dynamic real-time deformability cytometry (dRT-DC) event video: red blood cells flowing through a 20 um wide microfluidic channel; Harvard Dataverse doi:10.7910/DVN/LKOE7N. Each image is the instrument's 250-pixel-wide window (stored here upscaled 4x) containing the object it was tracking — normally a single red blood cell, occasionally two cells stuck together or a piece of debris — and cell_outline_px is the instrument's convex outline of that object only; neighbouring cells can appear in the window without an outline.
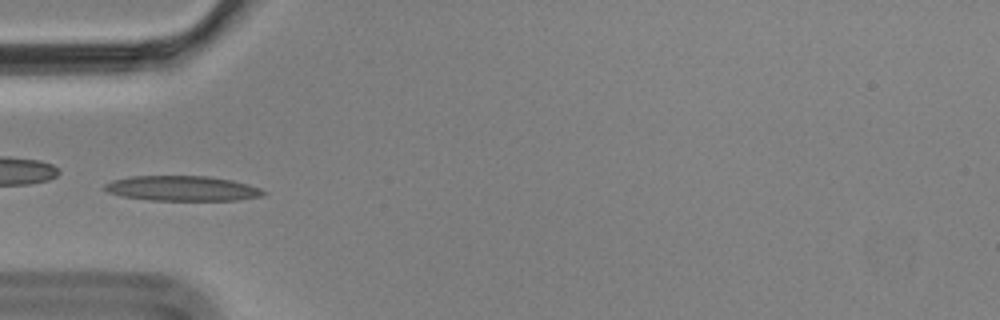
{"species": "Egyptian fruit bat (a non-hibernating species)", "species_latin": "Rousettus aegyptiacus", "temperature_condition": "cold", "stored_images_in_passage": 14, "camera_frame_rate_fps": 3000, "um_per_image_px": 0.085, "animal": {"sex": "male"}, "frame": {"image": 1, "passage_image": 5, "time_ms": 1.333, "image_size_px": [1000, 320], "cell_outline_px": [[268, 192], [264, 196], [236, 200], [152, 200], [124, 196], [108, 192], [104, 188], [104, 184], [112, 180], [132, 176], [208, 176], [232, 180], [248, 184], [260, 188]], "centroid_in_image_um": [15.53, 16.01], "position_along_channel_um": 69.5, "area_um2": 23.12}}
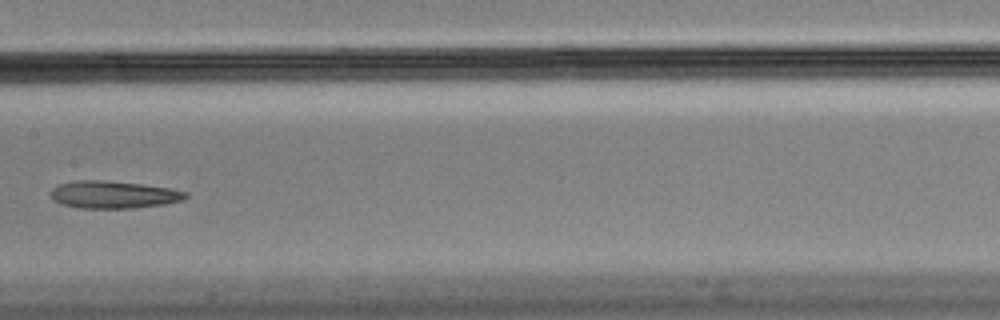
{"frame": {"image": 2, "passage_image": 8, "time_ms": 2.333, "image_size_px": [1000, 320], "cell_outline_px": [[188, 196], [184, 200], [164, 204], [132, 208], [80, 208], [60, 204], [52, 200], [52, 188], [60, 184], [80, 180], [104, 180], [140, 184], [168, 188], [188, 192]], "centroid_in_image_um": [9.65, 16.55], "position_along_channel_um": 197.8, "area_um2": 21.44}}
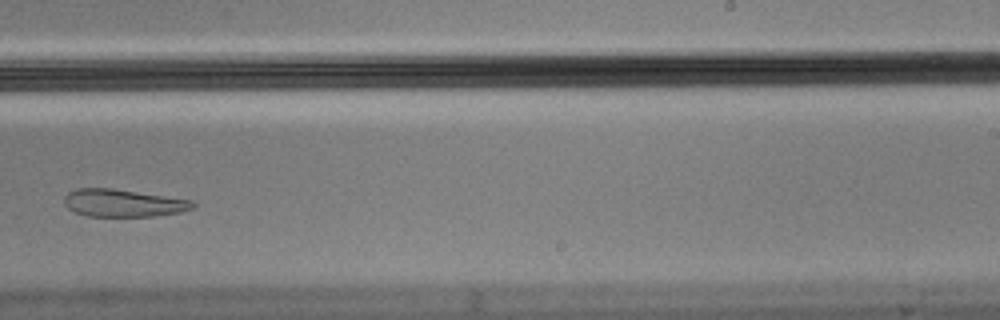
{"frame": {"image": 3, "passage_image": 10, "time_ms": 3.0, "image_size_px": [1000, 320], "cell_outline_px": [[196, 204], [192, 208], [180, 212], [156, 216], [84, 216], [68, 208], [64, 204], [64, 196], [68, 192], [76, 188], [112, 188], [192, 200]], "centroid_in_image_um": [10.44, 17.25], "position_along_channel_um": 278.6, "area_um2": 20.63}}